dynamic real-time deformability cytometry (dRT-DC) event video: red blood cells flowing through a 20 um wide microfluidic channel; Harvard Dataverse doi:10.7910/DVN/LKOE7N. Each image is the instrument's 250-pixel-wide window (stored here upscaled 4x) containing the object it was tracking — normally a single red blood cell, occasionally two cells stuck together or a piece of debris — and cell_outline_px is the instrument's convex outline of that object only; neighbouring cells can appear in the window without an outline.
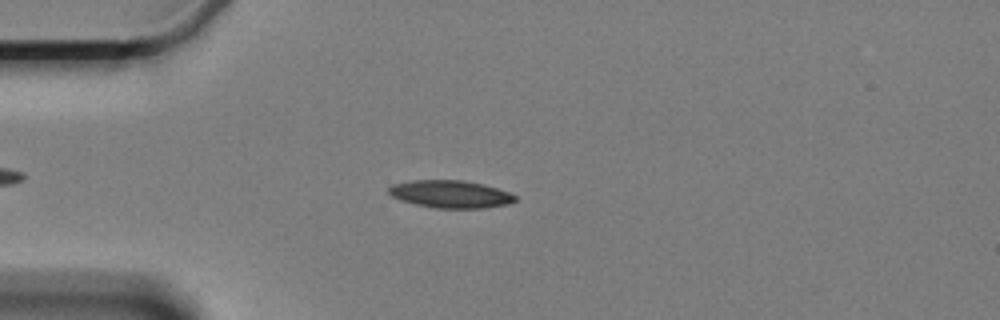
{"species": "Egyptian fruit bat (a non-hibernating species)", "species_latin": "Rousettus aegyptiacus", "temperature_condition": "cold", "stored_images_in_passage": 54, "camera_frame_rate_fps": 3000, "um_per_image_px": 0.085, "animal": {"sex": "female"}, "frame": {"image": 1, "passage_image": 10, "time_ms": 3.0, "image_size_px": [1000, 320], "cell_outline_px": [[516, 200], [508, 204], [484, 208], [436, 208], [416, 204], [400, 200], [392, 196], [388, 192], [388, 188], [392, 184], [416, 180], [464, 180], [484, 184], [508, 192], [516, 196]], "centroid_in_image_um": [38.29, 16.5], "position_along_channel_um": 46.7, "area_um2": 20.23}}
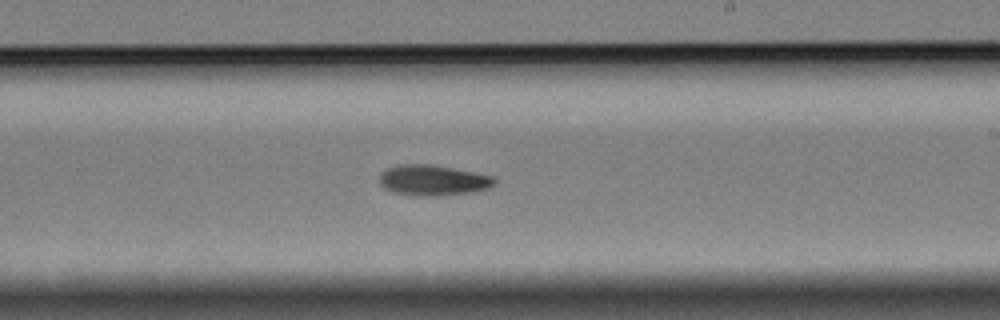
{"frame": {"image": 2, "passage_image": 30, "time_ms": 9.667, "image_size_px": [1000, 320], "cell_outline_px": [[496, 184], [488, 188], [472, 192], [436, 196], [412, 196], [392, 192], [384, 188], [380, 184], [380, 172], [388, 168], [400, 164], [428, 164], [452, 168], [492, 176], [496, 180]], "centroid_in_image_um": [36.77, 15.33], "position_along_channel_um": 252.2, "area_um2": 20.52}}
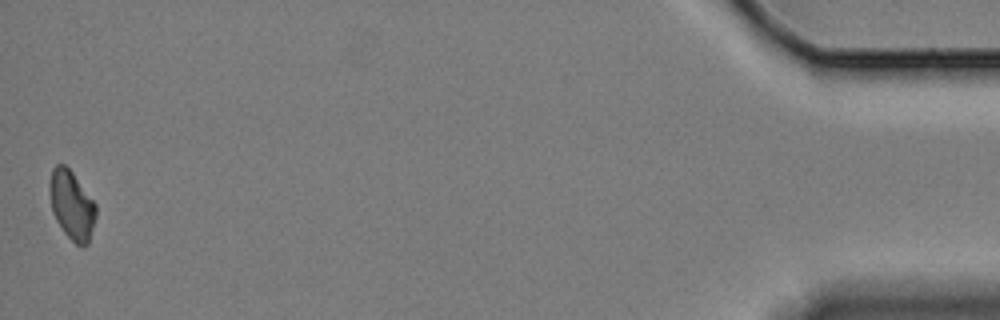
{"frame": {"image": 3, "passage_image": 54, "time_ms": 17.667, "image_size_px": [1000, 320], "cell_outline_px": [[96, 216], [88, 244], [84, 248], [80, 248], [64, 232], [56, 220], [52, 212], [48, 192], [48, 188], [52, 168], [56, 164], [64, 164], [72, 172], [96, 204]], "centroid_in_image_um": [6.08, 17.45], "position_along_channel_um": 429.1, "area_um2": 18.73}}